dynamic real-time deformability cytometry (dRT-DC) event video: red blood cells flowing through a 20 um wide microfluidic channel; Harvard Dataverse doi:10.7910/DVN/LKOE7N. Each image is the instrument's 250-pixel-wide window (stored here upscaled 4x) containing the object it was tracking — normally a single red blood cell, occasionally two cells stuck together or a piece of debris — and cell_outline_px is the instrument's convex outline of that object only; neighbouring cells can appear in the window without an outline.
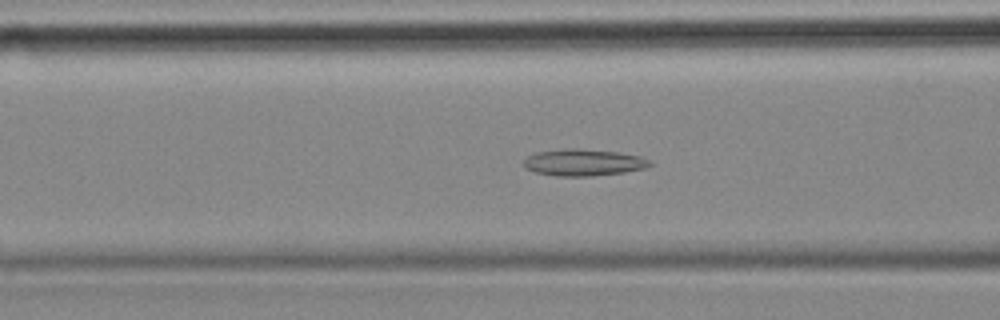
{"species": "common noctule bat (a hibernating species)", "species_latin": "Nyctalus noctula", "temperature_condition": "cold", "stored_images_in_passage": 43, "camera_frame_rate_fps": 3000, "um_per_image_px": 0.085, "animal": {"sex": "female", "body_mass_g": 18.4}, "frame": {"image": 1, "passage_image": 7, "time_ms": 2.0, "image_size_px": [1000, 320], "cell_outline_px": [[652, 164], [644, 168], [624, 172], [592, 176], [556, 176], [536, 172], [524, 168], [524, 160], [528, 156], [536, 152], [560, 148], [576, 148], [616, 152], [640, 156], [652, 160]], "centroid_in_image_um": [49.58, 13.8], "position_along_channel_um": 117.0, "area_um2": 19.71}}
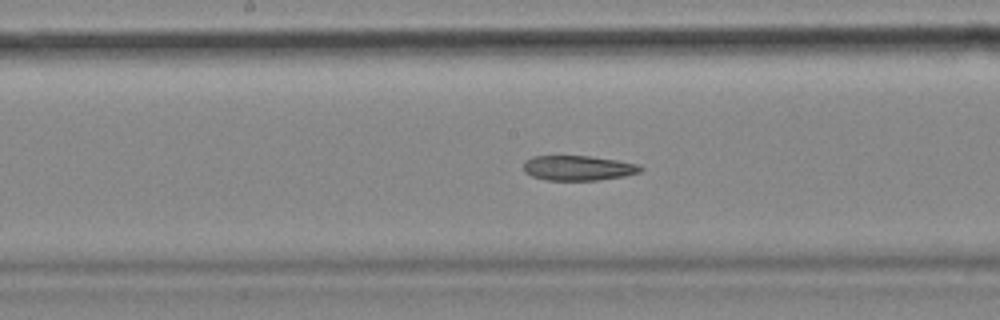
{"frame": {"image": 2, "passage_image": 14, "time_ms": 4.333, "image_size_px": [1000, 320], "cell_outline_px": [[644, 168], [640, 172], [624, 176], [596, 180], [548, 180], [532, 176], [524, 172], [524, 160], [532, 156], [592, 156], [640, 164]], "centroid_in_image_um": [49.15, 14.27], "position_along_channel_um": 199.1, "area_um2": 17.05}}
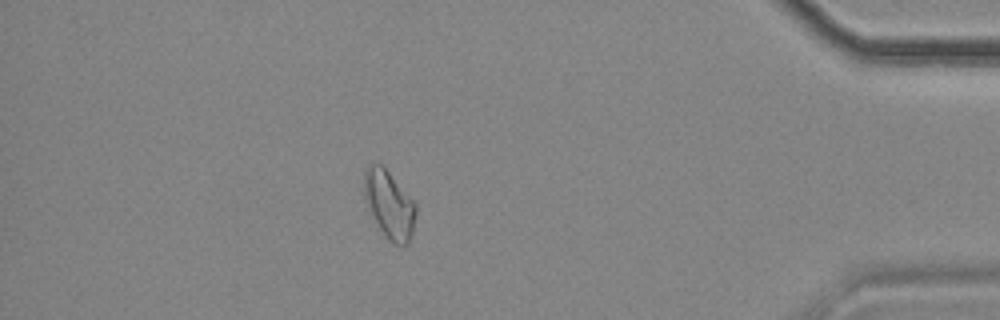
{"frame": {"image": 3, "passage_image": 35, "time_ms": 11.333, "image_size_px": [1000, 320], "cell_outline_px": [[416, 212], [412, 232], [408, 244], [392, 244], [384, 236], [372, 216], [364, 200], [364, 168], [368, 164], [376, 160], [388, 172], [416, 204]], "centroid_in_image_um": [33.05, 17.37], "position_along_channel_um": 402.2, "area_um2": 20.4}}